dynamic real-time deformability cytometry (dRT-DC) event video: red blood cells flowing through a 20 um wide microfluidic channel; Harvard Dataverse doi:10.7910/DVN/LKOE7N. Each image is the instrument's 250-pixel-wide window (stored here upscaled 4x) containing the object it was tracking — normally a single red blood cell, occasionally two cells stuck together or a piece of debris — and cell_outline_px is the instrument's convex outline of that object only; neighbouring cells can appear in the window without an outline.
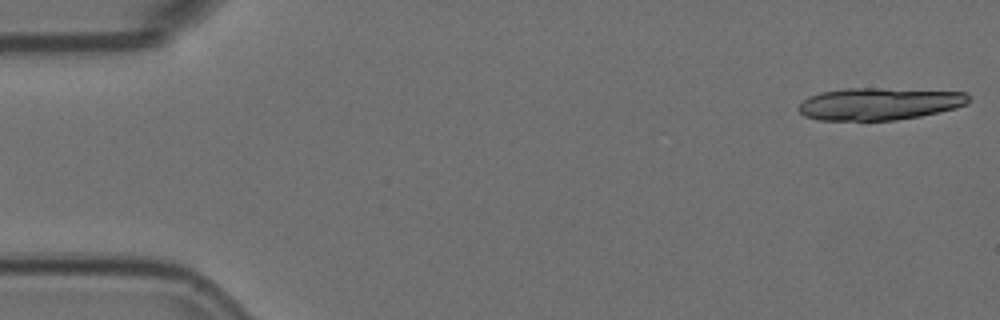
{"species": "Egyptian fruit bat (a non-hibernating species)", "species_latin": "Rousettus aegyptiacus", "temperature_condition": "room temperature", "stored_images_in_passage": 6, "camera_frame_rate_fps": 3000, "um_per_image_px": 0.085, "animal": {"sex": "female"}, "frame": {"image": 1, "passage_image": 1, "time_ms": 0.0, "image_size_px": [1000, 320], "cell_outline_px": [[968, 104], [956, 108], [940, 112], [920, 116], [896, 120], [816, 120], [804, 116], [796, 108], [808, 96], [820, 92], [844, 88], [876, 88], [968, 92]], "centroid_in_image_um": [74.71, 8.82], "position_along_channel_um": 10.3, "area_um2": 32.14}}
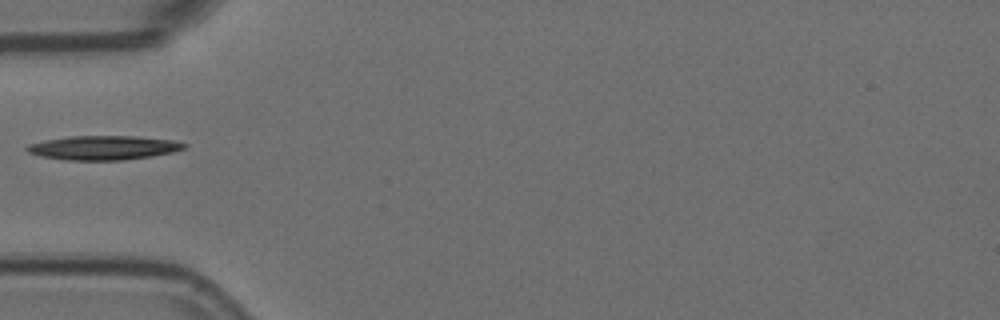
{"frame": {"image": 2, "passage_image": 5, "time_ms": 1.333, "image_size_px": [1000, 320], "cell_outline_px": [[188, 144], [184, 148], [172, 152], [152, 156], [124, 160], [64, 160], [40, 156], [28, 152], [24, 148], [28, 144], [44, 140], [72, 136], [136, 136], [176, 140]], "centroid_in_image_um": [8.79, 12.55], "position_along_channel_um": 76.2, "area_um2": 22.25}}
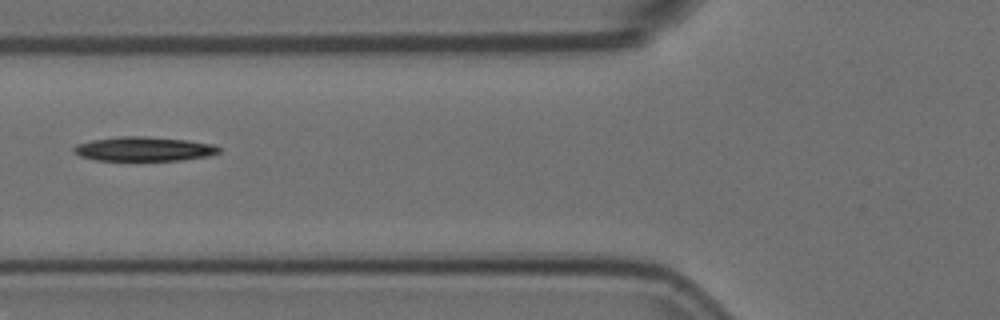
{"frame": {"image": 3, "passage_image": 6, "time_ms": 1.667, "image_size_px": [1000, 320], "cell_outline_px": [[220, 152], [208, 156], [180, 160], [96, 160], [80, 156], [72, 152], [72, 148], [76, 144], [92, 140], [120, 136], [144, 136], [188, 140], [212, 144], [220, 148]], "centroid_in_image_um": [12.2, 12.65], "position_along_channel_um": 113.6, "area_um2": 20.52}}